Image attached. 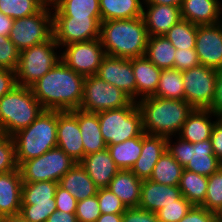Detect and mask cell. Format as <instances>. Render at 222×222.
I'll return each instance as SVG.
<instances>
[{
	"label": "cell",
	"instance_id": "d4e9b609",
	"mask_svg": "<svg viewBox=\"0 0 222 222\" xmlns=\"http://www.w3.org/2000/svg\"><path fill=\"white\" fill-rule=\"evenodd\" d=\"M218 118L209 109H193L177 136L190 143L209 140Z\"/></svg>",
	"mask_w": 222,
	"mask_h": 222
},
{
	"label": "cell",
	"instance_id": "d6a6232c",
	"mask_svg": "<svg viewBox=\"0 0 222 222\" xmlns=\"http://www.w3.org/2000/svg\"><path fill=\"white\" fill-rule=\"evenodd\" d=\"M107 149L120 170H130L142 150V135L119 144L107 145Z\"/></svg>",
	"mask_w": 222,
	"mask_h": 222
},
{
	"label": "cell",
	"instance_id": "cb8c5ba5",
	"mask_svg": "<svg viewBox=\"0 0 222 222\" xmlns=\"http://www.w3.org/2000/svg\"><path fill=\"white\" fill-rule=\"evenodd\" d=\"M22 183L19 168L0 173V213L4 218L20 213Z\"/></svg>",
	"mask_w": 222,
	"mask_h": 222
},
{
	"label": "cell",
	"instance_id": "44dd1931",
	"mask_svg": "<svg viewBox=\"0 0 222 222\" xmlns=\"http://www.w3.org/2000/svg\"><path fill=\"white\" fill-rule=\"evenodd\" d=\"M165 151L166 137L144 133L142 135L141 154L130 170L138 179H149L155 164Z\"/></svg>",
	"mask_w": 222,
	"mask_h": 222
},
{
	"label": "cell",
	"instance_id": "d590c367",
	"mask_svg": "<svg viewBox=\"0 0 222 222\" xmlns=\"http://www.w3.org/2000/svg\"><path fill=\"white\" fill-rule=\"evenodd\" d=\"M153 96L185 100L182 71L174 68L161 70L159 84Z\"/></svg>",
	"mask_w": 222,
	"mask_h": 222
},
{
	"label": "cell",
	"instance_id": "4fadbf2b",
	"mask_svg": "<svg viewBox=\"0 0 222 222\" xmlns=\"http://www.w3.org/2000/svg\"><path fill=\"white\" fill-rule=\"evenodd\" d=\"M182 74L185 101L193 109H209L215 95L216 70L200 64Z\"/></svg>",
	"mask_w": 222,
	"mask_h": 222
},
{
	"label": "cell",
	"instance_id": "ba28073f",
	"mask_svg": "<svg viewBox=\"0 0 222 222\" xmlns=\"http://www.w3.org/2000/svg\"><path fill=\"white\" fill-rule=\"evenodd\" d=\"M98 120L103 140L107 145L119 144L145 133L141 111L136 101L124 108L99 112Z\"/></svg>",
	"mask_w": 222,
	"mask_h": 222
},
{
	"label": "cell",
	"instance_id": "74e56055",
	"mask_svg": "<svg viewBox=\"0 0 222 222\" xmlns=\"http://www.w3.org/2000/svg\"><path fill=\"white\" fill-rule=\"evenodd\" d=\"M43 7L37 0H0V12L13 20L34 15Z\"/></svg>",
	"mask_w": 222,
	"mask_h": 222
},
{
	"label": "cell",
	"instance_id": "f6af8a7d",
	"mask_svg": "<svg viewBox=\"0 0 222 222\" xmlns=\"http://www.w3.org/2000/svg\"><path fill=\"white\" fill-rule=\"evenodd\" d=\"M200 65L198 55L194 49H176L174 55V69L184 71Z\"/></svg>",
	"mask_w": 222,
	"mask_h": 222
},
{
	"label": "cell",
	"instance_id": "f546056e",
	"mask_svg": "<svg viewBox=\"0 0 222 222\" xmlns=\"http://www.w3.org/2000/svg\"><path fill=\"white\" fill-rule=\"evenodd\" d=\"M53 18H101L99 0H56Z\"/></svg>",
	"mask_w": 222,
	"mask_h": 222
},
{
	"label": "cell",
	"instance_id": "2e32d148",
	"mask_svg": "<svg viewBox=\"0 0 222 222\" xmlns=\"http://www.w3.org/2000/svg\"><path fill=\"white\" fill-rule=\"evenodd\" d=\"M96 76L136 101V83L130 59L105 55Z\"/></svg>",
	"mask_w": 222,
	"mask_h": 222
},
{
	"label": "cell",
	"instance_id": "7dc6e473",
	"mask_svg": "<svg viewBox=\"0 0 222 222\" xmlns=\"http://www.w3.org/2000/svg\"><path fill=\"white\" fill-rule=\"evenodd\" d=\"M156 213L148 210L132 207L127 208L122 214V222H157Z\"/></svg>",
	"mask_w": 222,
	"mask_h": 222
},
{
	"label": "cell",
	"instance_id": "f1b7e54d",
	"mask_svg": "<svg viewBox=\"0 0 222 222\" xmlns=\"http://www.w3.org/2000/svg\"><path fill=\"white\" fill-rule=\"evenodd\" d=\"M58 185L74 196L77 202L97 195L98 187L80 163H76L59 180Z\"/></svg>",
	"mask_w": 222,
	"mask_h": 222
},
{
	"label": "cell",
	"instance_id": "bcb514c9",
	"mask_svg": "<svg viewBox=\"0 0 222 222\" xmlns=\"http://www.w3.org/2000/svg\"><path fill=\"white\" fill-rule=\"evenodd\" d=\"M56 210L67 213H76L77 200L68 190L63 189L59 185L55 191Z\"/></svg>",
	"mask_w": 222,
	"mask_h": 222
},
{
	"label": "cell",
	"instance_id": "6f0895ef",
	"mask_svg": "<svg viewBox=\"0 0 222 222\" xmlns=\"http://www.w3.org/2000/svg\"><path fill=\"white\" fill-rule=\"evenodd\" d=\"M5 222H31V221L25 219L20 214H16L14 216H10V217L5 218Z\"/></svg>",
	"mask_w": 222,
	"mask_h": 222
},
{
	"label": "cell",
	"instance_id": "9a60e30c",
	"mask_svg": "<svg viewBox=\"0 0 222 222\" xmlns=\"http://www.w3.org/2000/svg\"><path fill=\"white\" fill-rule=\"evenodd\" d=\"M101 18H53V37L63 46L100 37Z\"/></svg>",
	"mask_w": 222,
	"mask_h": 222
},
{
	"label": "cell",
	"instance_id": "5b68a950",
	"mask_svg": "<svg viewBox=\"0 0 222 222\" xmlns=\"http://www.w3.org/2000/svg\"><path fill=\"white\" fill-rule=\"evenodd\" d=\"M44 109L29 87L16 86L0 98V129L12 136L28 127Z\"/></svg>",
	"mask_w": 222,
	"mask_h": 222
},
{
	"label": "cell",
	"instance_id": "ac0fdd59",
	"mask_svg": "<svg viewBox=\"0 0 222 222\" xmlns=\"http://www.w3.org/2000/svg\"><path fill=\"white\" fill-rule=\"evenodd\" d=\"M57 147L77 163L84 158L78 120L70 111L57 110Z\"/></svg>",
	"mask_w": 222,
	"mask_h": 222
},
{
	"label": "cell",
	"instance_id": "277c9868",
	"mask_svg": "<svg viewBox=\"0 0 222 222\" xmlns=\"http://www.w3.org/2000/svg\"><path fill=\"white\" fill-rule=\"evenodd\" d=\"M15 158L22 162L36 158L57 147V110H43L28 127L12 135Z\"/></svg>",
	"mask_w": 222,
	"mask_h": 222
},
{
	"label": "cell",
	"instance_id": "f907efd6",
	"mask_svg": "<svg viewBox=\"0 0 222 222\" xmlns=\"http://www.w3.org/2000/svg\"><path fill=\"white\" fill-rule=\"evenodd\" d=\"M17 86L16 72L0 68V98Z\"/></svg>",
	"mask_w": 222,
	"mask_h": 222
},
{
	"label": "cell",
	"instance_id": "52a82bcc",
	"mask_svg": "<svg viewBox=\"0 0 222 222\" xmlns=\"http://www.w3.org/2000/svg\"><path fill=\"white\" fill-rule=\"evenodd\" d=\"M61 60V48L54 37L20 52L16 69L18 86L31 87Z\"/></svg>",
	"mask_w": 222,
	"mask_h": 222
},
{
	"label": "cell",
	"instance_id": "f35d334b",
	"mask_svg": "<svg viewBox=\"0 0 222 222\" xmlns=\"http://www.w3.org/2000/svg\"><path fill=\"white\" fill-rule=\"evenodd\" d=\"M200 206L216 214L222 210V166L208 177L206 197Z\"/></svg>",
	"mask_w": 222,
	"mask_h": 222
},
{
	"label": "cell",
	"instance_id": "7a4b0ae2",
	"mask_svg": "<svg viewBox=\"0 0 222 222\" xmlns=\"http://www.w3.org/2000/svg\"><path fill=\"white\" fill-rule=\"evenodd\" d=\"M148 37L142 16L100 24L99 38L105 54L109 56L126 59L144 56Z\"/></svg>",
	"mask_w": 222,
	"mask_h": 222
},
{
	"label": "cell",
	"instance_id": "ffe728a7",
	"mask_svg": "<svg viewBox=\"0 0 222 222\" xmlns=\"http://www.w3.org/2000/svg\"><path fill=\"white\" fill-rule=\"evenodd\" d=\"M181 196L179 186H168L149 179L143 180L138 207L156 213L164 206L174 203Z\"/></svg>",
	"mask_w": 222,
	"mask_h": 222
},
{
	"label": "cell",
	"instance_id": "60d3db41",
	"mask_svg": "<svg viewBox=\"0 0 222 222\" xmlns=\"http://www.w3.org/2000/svg\"><path fill=\"white\" fill-rule=\"evenodd\" d=\"M20 51L9 37L0 35V68L16 71Z\"/></svg>",
	"mask_w": 222,
	"mask_h": 222
},
{
	"label": "cell",
	"instance_id": "484cf974",
	"mask_svg": "<svg viewBox=\"0 0 222 222\" xmlns=\"http://www.w3.org/2000/svg\"><path fill=\"white\" fill-rule=\"evenodd\" d=\"M136 83V102L153 96L157 90L161 69L156 67L145 56L131 58Z\"/></svg>",
	"mask_w": 222,
	"mask_h": 222
},
{
	"label": "cell",
	"instance_id": "f5cc1de1",
	"mask_svg": "<svg viewBox=\"0 0 222 222\" xmlns=\"http://www.w3.org/2000/svg\"><path fill=\"white\" fill-rule=\"evenodd\" d=\"M46 222H78L75 213H67L55 210Z\"/></svg>",
	"mask_w": 222,
	"mask_h": 222
},
{
	"label": "cell",
	"instance_id": "91938a15",
	"mask_svg": "<svg viewBox=\"0 0 222 222\" xmlns=\"http://www.w3.org/2000/svg\"><path fill=\"white\" fill-rule=\"evenodd\" d=\"M218 222H222V210L217 214Z\"/></svg>",
	"mask_w": 222,
	"mask_h": 222
},
{
	"label": "cell",
	"instance_id": "83f0119b",
	"mask_svg": "<svg viewBox=\"0 0 222 222\" xmlns=\"http://www.w3.org/2000/svg\"><path fill=\"white\" fill-rule=\"evenodd\" d=\"M143 180L138 179L131 170H119L109 183L110 189L127 208L138 207L141 185Z\"/></svg>",
	"mask_w": 222,
	"mask_h": 222
},
{
	"label": "cell",
	"instance_id": "11a10c76",
	"mask_svg": "<svg viewBox=\"0 0 222 222\" xmlns=\"http://www.w3.org/2000/svg\"><path fill=\"white\" fill-rule=\"evenodd\" d=\"M96 222H122V214H101Z\"/></svg>",
	"mask_w": 222,
	"mask_h": 222
},
{
	"label": "cell",
	"instance_id": "94428289",
	"mask_svg": "<svg viewBox=\"0 0 222 222\" xmlns=\"http://www.w3.org/2000/svg\"><path fill=\"white\" fill-rule=\"evenodd\" d=\"M0 222H5V218L1 213H0Z\"/></svg>",
	"mask_w": 222,
	"mask_h": 222
},
{
	"label": "cell",
	"instance_id": "7c38bea8",
	"mask_svg": "<svg viewBox=\"0 0 222 222\" xmlns=\"http://www.w3.org/2000/svg\"><path fill=\"white\" fill-rule=\"evenodd\" d=\"M58 182L22 183L20 215L31 222H46L56 210L55 191Z\"/></svg>",
	"mask_w": 222,
	"mask_h": 222
},
{
	"label": "cell",
	"instance_id": "8992f818",
	"mask_svg": "<svg viewBox=\"0 0 222 222\" xmlns=\"http://www.w3.org/2000/svg\"><path fill=\"white\" fill-rule=\"evenodd\" d=\"M166 150L184 169L199 175L209 177L222 166L213 153L210 139L190 143L178 136H169L166 137Z\"/></svg>",
	"mask_w": 222,
	"mask_h": 222
},
{
	"label": "cell",
	"instance_id": "7402d4cb",
	"mask_svg": "<svg viewBox=\"0 0 222 222\" xmlns=\"http://www.w3.org/2000/svg\"><path fill=\"white\" fill-rule=\"evenodd\" d=\"M181 17L195 25H214L222 22V0H183Z\"/></svg>",
	"mask_w": 222,
	"mask_h": 222
},
{
	"label": "cell",
	"instance_id": "9f6ffc18",
	"mask_svg": "<svg viewBox=\"0 0 222 222\" xmlns=\"http://www.w3.org/2000/svg\"><path fill=\"white\" fill-rule=\"evenodd\" d=\"M183 0H144L143 4H163L169 6L181 7Z\"/></svg>",
	"mask_w": 222,
	"mask_h": 222
},
{
	"label": "cell",
	"instance_id": "836d02e7",
	"mask_svg": "<svg viewBox=\"0 0 222 222\" xmlns=\"http://www.w3.org/2000/svg\"><path fill=\"white\" fill-rule=\"evenodd\" d=\"M208 177L183 169L179 189L192 205L200 206L206 197Z\"/></svg>",
	"mask_w": 222,
	"mask_h": 222
},
{
	"label": "cell",
	"instance_id": "7bdbcfd3",
	"mask_svg": "<svg viewBox=\"0 0 222 222\" xmlns=\"http://www.w3.org/2000/svg\"><path fill=\"white\" fill-rule=\"evenodd\" d=\"M18 168L15 158V144L12 136L0 137V173H6Z\"/></svg>",
	"mask_w": 222,
	"mask_h": 222
},
{
	"label": "cell",
	"instance_id": "816d5d0a",
	"mask_svg": "<svg viewBox=\"0 0 222 222\" xmlns=\"http://www.w3.org/2000/svg\"><path fill=\"white\" fill-rule=\"evenodd\" d=\"M209 110L218 117H222V68L216 70L215 95Z\"/></svg>",
	"mask_w": 222,
	"mask_h": 222
},
{
	"label": "cell",
	"instance_id": "4316f807",
	"mask_svg": "<svg viewBox=\"0 0 222 222\" xmlns=\"http://www.w3.org/2000/svg\"><path fill=\"white\" fill-rule=\"evenodd\" d=\"M70 112L78 120L84 156L106 149L107 144L104 142L100 131L98 113L86 112L81 109L71 110Z\"/></svg>",
	"mask_w": 222,
	"mask_h": 222
},
{
	"label": "cell",
	"instance_id": "d6986e66",
	"mask_svg": "<svg viewBox=\"0 0 222 222\" xmlns=\"http://www.w3.org/2000/svg\"><path fill=\"white\" fill-rule=\"evenodd\" d=\"M142 17L148 36H162L182 19L180 7L163 4H143Z\"/></svg>",
	"mask_w": 222,
	"mask_h": 222
},
{
	"label": "cell",
	"instance_id": "ee69618b",
	"mask_svg": "<svg viewBox=\"0 0 222 222\" xmlns=\"http://www.w3.org/2000/svg\"><path fill=\"white\" fill-rule=\"evenodd\" d=\"M75 215L78 222H96L101 215L97 195L77 202Z\"/></svg>",
	"mask_w": 222,
	"mask_h": 222
},
{
	"label": "cell",
	"instance_id": "b9f144b4",
	"mask_svg": "<svg viewBox=\"0 0 222 222\" xmlns=\"http://www.w3.org/2000/svg\"><path fill=\"white\" fill-rule=\"evenodd\" d=\"M97 198L101 214H123L127 207L109 188H98Z\"/></svg>",
	"mask_w": 222,
	"mask_h": 222
},
{
	"label": "cell",
	"instance_id": "681fc988",
	"mask_svg": "<svg viewBox=\"0 0 222 222\" xmlns=\"http://www.w3.org/2000/svg\"><path fill=\"white\" fill-rule=\"evenodd\" d=\"M210 140L214 155L222 162V117L215 121Z\"/></svg>",
	"mask_w": 222,
	"mask_h": 222
},
{
	"label": "cell",
	"instance_id": "e0dca14e",
	"mask_svg": "<svg viewBox=\"0 0 222 222\" xmlns=\"http://www.w3.org/2000/svg\"><path fill=\"white\" fill-rule=\"evenodd\" d=\"M195 50L201 65L218 70L222 68V22L197 25Z\"/></svg>",
	"mask_w": 222,
	"mask_h": 222
},
{
	"label": "cell",
	"instance_id": "6da1fadb",
	"mask_svg": "<svg viewBox=\"0 0 222 222\" xmlns=\"http://www.w3.org/2000/svg\"><path fill=\"white\" fill-rule=\"evenodd\" d=\"M84 79L60 60L30 88L44 110L71 111L80 108Z\"/></svg>",
	"mask_w": 222,
	"mask_h": 222
},
{
	"label": "cell",
	"instance_id": "1f68e13d",
	"mask_svg": "<svg viewBox=\"0 0 222 222\" xmlns=\"http://www.w3.org/2000/svg\"><path fill=\"white\" fill-rule=\"evenodd\" d=\"M176 48L164 36H149L145 57L161 70L172 69Z\"/></svg>",
	"mask_w": 222,
	"mask_h": 222
},
{
	"label": "cell",
	"instance_id": "c3c4849f",
	"mask_svg": "<svg viewBox=\"0 0 222 222\" xmlns=\"http://www.w3.org/2000/svg\"><path fill=\"white\" fill-rule=\"evenodd\" d=\"M179 222H218L217 214L202 206L193 205Z\"/></svg>",
	"mask_w": 222,
	"mask_h": 222
},
{
	"label": "cell",
	"instance_id": "30bf717a",
	"mask_svg": "<svg viewBox=\"0 0 222 222\" xmlns=\"http://www.w3.org/2000/svg\"><path fill=\"white\" fill-rule=\"evenodd\" d=\"M53 37L52 9L43 7L34 15L14 19L9 39L21 52Z\"/></svg>",
	"mask_w": 222,
	"mask_h": 222
},
{
	"label": "cell",
	"instance_id": "8fae6325",
	"mask_svg": "<svg viewBox=\"0 0 222 222\" xmlns=\"http://www.w3.org/2000/svg\"><path fill=\"white\" fill-rule=\"evenodd\" d=\"M133 100L112 84L96 75L85 77L81 110L99 113L106 110L127 107Z\"/></svg>",
	"mask_w": 222,
	"mask_h": 222
},
{
	"label": "cell",
	"instance_id": "9c48e42d",
	"mask_svg": "<svg viewBox=\"0 0 222 222\" xmlns=\"http://www.w3.org/2000/svg\"><path fill=\"white\" fill-rule=\"evenodd\" d=\"M76 163L62 149L56 147L39 157L22 162L18 168L23 183L59 182Z\"/></svg>",
	"mask_w": 222,
	"mask_h": 222
},
{
	"label": "cell",
	"instance_id": "e575fe53",
	"mask_svg": "<svg viewBox=\"0 0 222 222\" xmlns=\"http://www.w3.org/2000/svg\"><path fill=\"white\" fill-rule=\"evenodd\" d=\"M183 169L166 150L155 164L149 180L168 186H179Z\"/></svg>",
	"mask_w": 222,
	"mask_h": 222
},
{
	"label": "cell",
	"instance_id": "680465c9",
	"mask_svg": "<svg viewBox=\"0 0 222 222\" xmlns=\"http://www.w3.org/2000/svg\"><path fill=\"white\" fill-rule=\"evenodd\" d=\"M40 2L44 7L53 8L55 5L56 0H37Z\"/></svg>",
	"mask_w": 222,
	"mask_h": 222
},
{
	"label": "cell",
	"instance_id": "ab89813d",
	"mask_svg": "<svg viewBox=\"0 0 222 222\" xmlns=\"http://www.w3.org/2000/svg\"><path fill=\"white\" fill-rule=\"evenodd\" d=\"M192 204L183 196L156 212L158 221L179 222L192 208Z\"/></svg>",
	"mask_w": 222,
	"mask_h": 222
},
{
	"label": "cell",
	"instance_id": "5bb4252c",
	"mask_svg": "<svg viewBox=\"0 0 222 222\" xmlns=\"http://www.w3.org/2000/svg\"><path fill=\"white\" fill-rule=\"evenodd\" d=\"M105 55L100 38L70 43L61 48L62 62L84 77L97 74Z\"/></svg>",
	"mask_w": 222,
	"mask_h": 222
},
{
	"label": "cell",
	"instance_id": "db71d44e",
	"mask_svg": "<svg viewBox=\"0 0 222 222\" xmlns=\"http://www.w3.org/2000/svg\"><path fill=\"white\" fill-rule=\"evenodd\" d=\"M14 20L0 12V35L9 37Z\"/></svg>",
	"mask_w": 222,
	"mask_h": 222
},
{
	"label": "cell",
	"instance_id": "603a6c76",
	"mask_svg": "<svg viewBox=\"0 0 222 222\" xmlns=\"http://www.w3.org/2000/svg\"><path fill=\"white\" fill-rule=\"evenodd\" d=\"M98 188H106L120 170L108 149L88 154L79 162Z\"/></svg>",
	"mask_w": 222,
	"mask_h": 222
},
{
	"label": "cell",
	"instance_id": "8d00e7d4",
	"mask_svg": "<svg viewBox=\"0 0 222 222\" xmlns=\"http://www.w3.org/2000/svg\"><path fill=\"white\" fill-rule=\"evenodd\" d=\"M164 36L176 49H194L196 44L197 25L181 19L177 24L172 26Z\"/></svg>",
	"mask_w": 222,
	"mask_h": 222
},
{
	"label": "cell",
	"instance_id": "3957f363",
	"mask_svg": "<svg viewBox=\"0 0 222 222\" xmlns=\"http://www.w3.org/2000/svg\"><path fill=\"white\" fill-rule=\"evenodd\" d=\"M148 135L177 136L193 108L185 100L145 97L137 101Z\"/></svg>",
	"mask_w": 222,
	"mask_h": 222
},
{
	"label": "cell",
	"instance_id": "4dcf8cb0",
	"mask_svg": "<svg viewBox=\"0 0 222 222\" xmlns=\"http://www.w3.org/2000/svg\"><path fill=\"white\" fill-rule=\"evenodd\" d=\"M144 0H99L101 21L142 16Z\"/></svg>",
	"mask_w": 222,
	"mask_h": 222
}]
</instances>
